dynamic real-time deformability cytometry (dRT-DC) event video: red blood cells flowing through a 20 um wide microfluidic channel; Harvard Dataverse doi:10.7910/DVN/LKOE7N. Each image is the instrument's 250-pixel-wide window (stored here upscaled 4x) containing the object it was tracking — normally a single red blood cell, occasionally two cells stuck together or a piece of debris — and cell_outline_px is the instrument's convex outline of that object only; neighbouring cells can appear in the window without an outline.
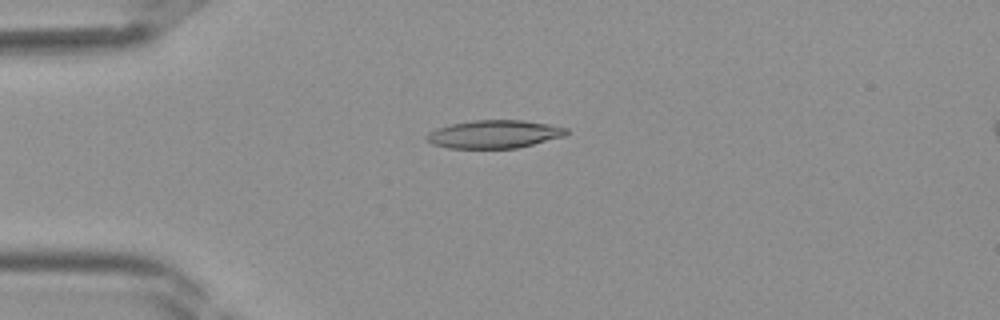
{"species": "Egyptian fruit bat (a non-hibernating species)", "species_latin": "Rousettus aegyptiacus", "temperature_condition": "room temperature", "stored_images_in_passage": 40, "camera_frame_rate_fps": 3000, "um_per_image_px": 0.085, "frame": {"image": 1, "passage_image": 10, "time_ms": 3.0, "image_size_px": [1000, 320], "cell_outline_px": [[568, 132], [564, 136], [516, 148], [448, 148], [432, 144], [424, 136], [428, 132], [436, 128], [452, 124], [472, 120], [524, 120], [548, 124], [568, 128]], "centroid_in_image_um": [41.98, 11.4], "position_along_channel_um": 43.0, "area_um2": 22.77}}
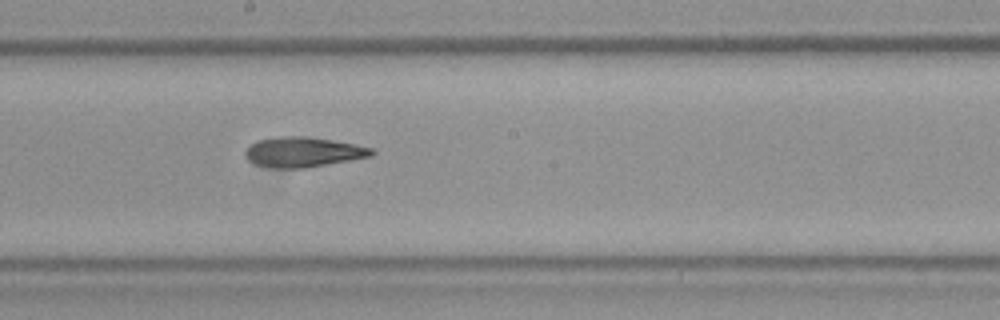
{"frame": {"image": 2, "passage_image": 22, "time_ms": 7.0, "image_size_px": [1000, 320], "cell_outline_px": [[376, 152], [372, 156], [304, 168], [268, 168], [256, 164], [248, 160], [244, 156], [244, 152], [252, 144], [260, 140], [280, 136], [304, 136], [332, 140], [372, 148]], "centroid_in_image_um": [25.75, 12.93], "position_along_channel_um": 222.5, "area_um2": 21.91}}
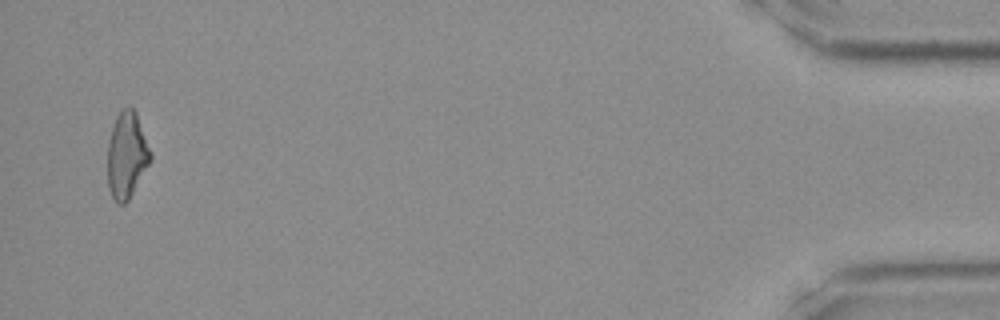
{"frame": {"image": 3, "passage_image": 39, "time_ms": 12.667, "image_size_px": [1000, 320], "cell_outline_px": [[152, 160], [128, 200], [124, 204], [116, 204], [108, 188], [108, 144], [112, 128], [116, 116], [124, 108], [132, 108], [136, 112], [152, 152]], "centroid_in_image_um": [10.79, 13.21], "position_along_channel_um": 424.4, "area_um2": 21.56}}